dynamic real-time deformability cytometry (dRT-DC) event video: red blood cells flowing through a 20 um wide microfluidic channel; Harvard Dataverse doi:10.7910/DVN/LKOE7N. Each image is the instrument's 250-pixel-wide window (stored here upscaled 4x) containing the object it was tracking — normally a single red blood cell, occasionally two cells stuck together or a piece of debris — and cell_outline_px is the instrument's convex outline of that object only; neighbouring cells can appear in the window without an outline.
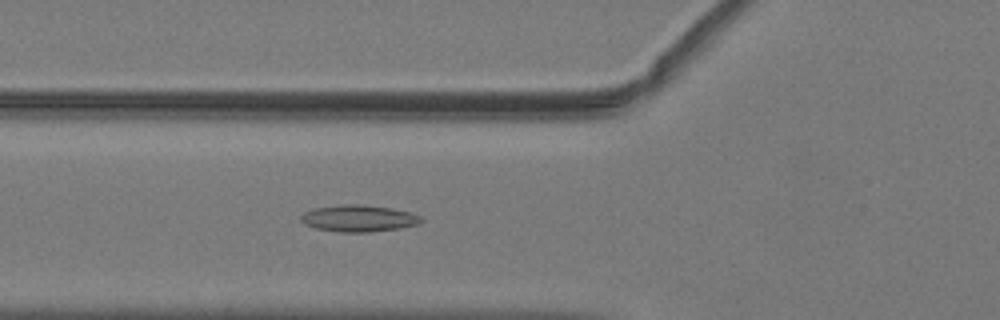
{"species": "common noctule bat (a hibernating species)", "species_latin": "Nyctalus noctula", "temperature_condition": "warm", "stored_images_in_passage": 51, "camera_frame_rate_fps": 3000, "um_per_image_px": 0.085, "animal": {"sex": "male", "body_mass_g": 19.2, "forearm_length_mm": 51.8}, "frame": {"image": 1, "passage_image": 19, "time_ms": 6.0, "image_size_px": [1000, 320], "cell_outline_px": [[424, 220], [416, 224], [400, 228], [368, 232], [340, 232], [316, 228], [304, 224], [300, 220], [300, 216], [304, 212], [312, 208], [344, 204], [360, 204], [392, 208], [408, 212], [420, 216]], "centroid_in_image_um": [30.44, 18.55], "position_along_channel_um": 95.4, "area_um2": 18.67}}
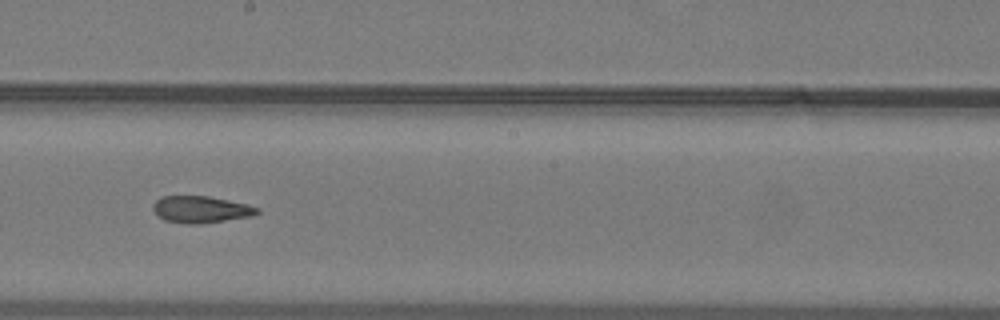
{"frame": {"image": 2, "passage_image": 29, "time_ms": 9.333, "image_size_px": [1000, 320], "cell_outline_px": [[260, 212], [248, 216], [204, 224], [184, 224], [164, 220], [156, 216], [152, 208], [152, 204], [160, 196], [208, 196], [248, 204], [260, 208]], "centroid_in_image_um": [17.02, 17.8], "position_along_channel_um": 231.2, "area_um2": 16.47}}
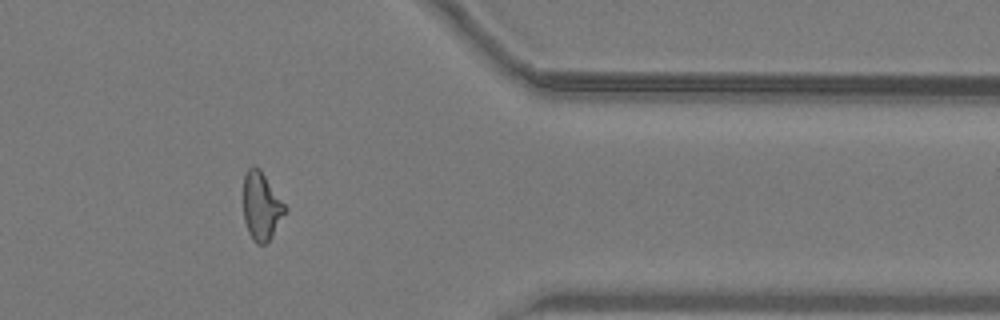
{"frame": {"image": 3, "passage_image": 42, "time_ms": 13.667, "image_size_px": [1000, 320], "cell_outline_px": [[288, 208], [268, 244], [256, 244], [252, 240], [248, 232], [244, 220], [244, 176], [248, 168], [252, 164], [256, 164], [260, 168]], "centroid_in_image_um": [22.22, 17.52], "position_along_channel_um": 389.2, "area_um2": 16.82}, "authors_computed_cell_mechanics": {"area_um2": 16.9354, "velocity_mm_per_s": 4.049, "shape_relaxation_time_tau1_ms": null, "shape_relaxation_time_tau2_ms": 3.2208, "deformation_change_tau1": null, "deformation_change_tau2": 0.1173}}